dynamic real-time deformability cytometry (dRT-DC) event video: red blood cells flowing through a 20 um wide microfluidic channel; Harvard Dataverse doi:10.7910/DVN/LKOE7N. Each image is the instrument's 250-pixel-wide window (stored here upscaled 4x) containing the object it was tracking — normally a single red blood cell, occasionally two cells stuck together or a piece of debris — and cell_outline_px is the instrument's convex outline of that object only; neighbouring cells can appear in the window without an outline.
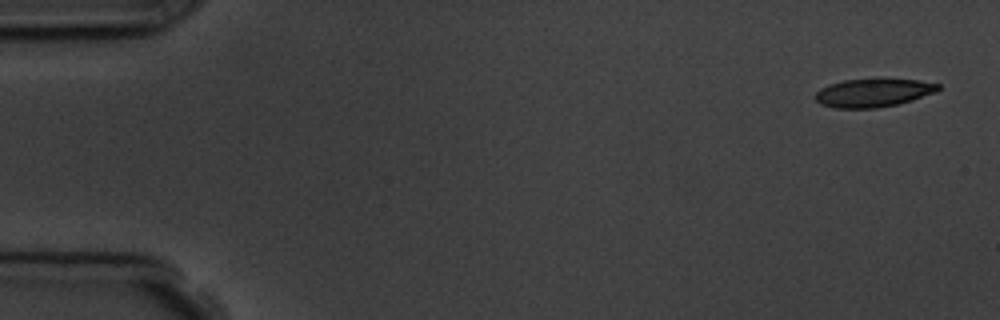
{"species": "common noctule bat (a hibernating species)", "species_latin": "Nyctalus noctula", "temperature_condition": "room temperature", "stored_images_in_passage": 5, "camera_frame_rate_fps": 3000, "um_per_image_px": 0.085, "animal": {"sex": "male", "body_mass_g": 19.5, "forearm_length_mm": 54.6}, "frame": {"image": 1, "passage_image": 1, "time_ms": 0.0, "image_size_px": [1000, 320], "cell_outline_px": [[940, 88], [936, 92], [912, 100], [896, 104], [876, 108], [832, 108], [820, 104], [816, 100], [816, 92], [820, 88], [828, 84], [844, 80], [876, 76], [920, 80], [940, 84]], "centroid_in_image_um": [74.23, 7.84], "position_along_channel_um": 10.8, "area_um2": 21.1}}
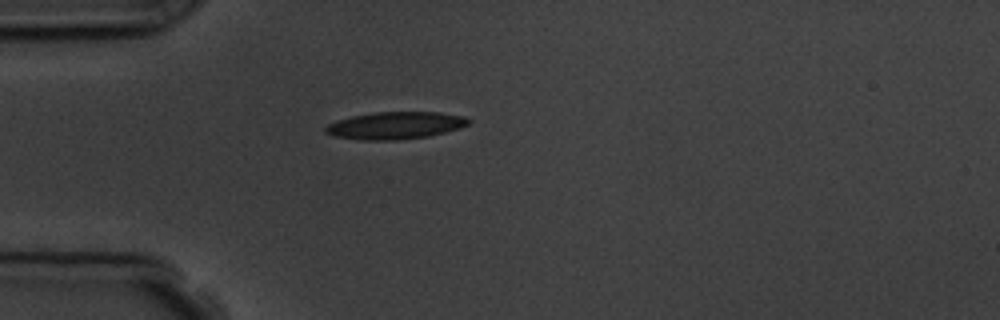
{"frame": {"image": 2, "passage_image": 5, "time_ms": 4.333, "image_size_px": [1000, 320], "cell_outline_px": [[472, 120], [468, 124], [460, 128], [428, 136], [396, 140], [360, 140], [332, 136], [324, 132], [324, 128], [328, 124], [336, 120], [352, 116], [372, 112], [440, 112], [464, 116]], "centroid_in_image_um": [33.57, 10.66], "position_along_channel_um": 51.4, "area_um2": 22.89}}